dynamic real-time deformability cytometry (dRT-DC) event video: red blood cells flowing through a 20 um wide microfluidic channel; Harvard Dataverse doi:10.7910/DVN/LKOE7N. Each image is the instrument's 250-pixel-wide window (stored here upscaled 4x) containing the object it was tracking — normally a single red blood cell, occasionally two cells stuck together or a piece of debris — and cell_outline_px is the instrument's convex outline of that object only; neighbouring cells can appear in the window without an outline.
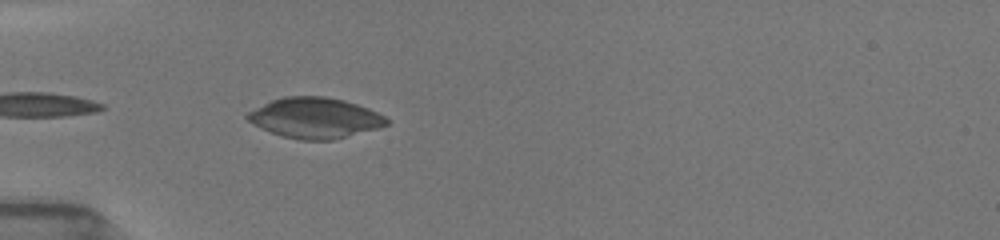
{"species": "common noctule bat (a hibernating species)", "species_latin": "Nyctalus noctula", "temperature_condition": "room temperature", "stored_images_in_passage": 26, "camera_frame_rate_fps": 3000, "um_per_image_px": 0.085, "animal": {"sex": "female", "body_mass_g": 19.5, "forearm_length_mm": 54.1}, "frame": {"image": 1, "passage_image": 3, "time_ms": 0.667, "image_size_px": [1000, 240], "cell_outline_px": [[388, 124], [376, 128], [332, 140], [300, 140], [280, 136], [252, 124], [244, 116], [248, 112], [272, 100], [284, 96], [324, 96], [344, 100], [368, 108], [384, 116], [388, 120]], "centroid_in_image_um": [26.73, 10.02], "position_along_channel_um": 58.3, "area_um2": 32.6}}